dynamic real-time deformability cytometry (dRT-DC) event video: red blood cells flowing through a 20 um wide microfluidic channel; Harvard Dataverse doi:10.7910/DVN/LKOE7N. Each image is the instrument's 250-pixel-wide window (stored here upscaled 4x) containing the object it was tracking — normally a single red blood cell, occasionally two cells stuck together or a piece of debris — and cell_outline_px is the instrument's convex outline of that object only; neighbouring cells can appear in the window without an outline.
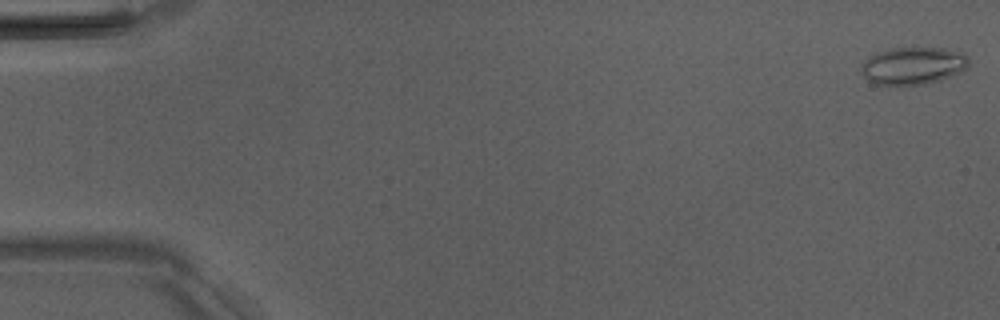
{"species": "Egyptian fruit bat (a non-hibernating species)", "species_latin": "Rousettus aegyptiacus", "temperature_condition": "room temperature", "stored_images_in_passage": 7, "camera_frame_rate_fps": 3000, "um_per_image_px": 0.085, "animal": {"sex": "male"}, "frame": {"image": 1, "passage_image": 1, "time_ms": 0.0, "image_size_px": [1000, 320], "cell_outline_px": [[968, 64], [960, 72], [940, 80], [924, 84], [876, 84], [868, 80], [860, 72], [860, 64], [868, 56], [888, 48], [944, 48], [964, 52], [968, 56]], "centroid_in_image_um": [77.58, 5.56], "position_along_channel_um": 7.4, "area_um2": 23.47}}